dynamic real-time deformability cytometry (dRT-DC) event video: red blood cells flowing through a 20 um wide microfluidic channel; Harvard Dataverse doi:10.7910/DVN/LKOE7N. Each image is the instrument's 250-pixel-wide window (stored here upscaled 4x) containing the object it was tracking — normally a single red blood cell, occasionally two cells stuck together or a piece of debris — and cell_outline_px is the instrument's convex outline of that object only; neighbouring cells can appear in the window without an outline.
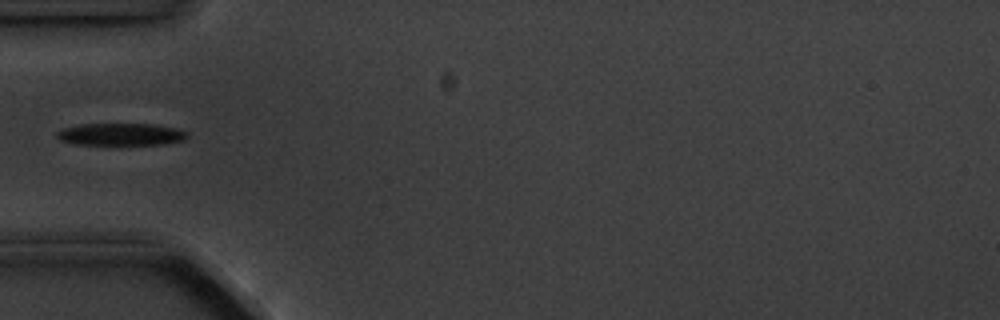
{"species": "common noctule bat (a hibernating species)", "species_latin": "Nyctalus noctula", "temperature_condition": "cold", "stored_images_in_passage": 7, "camera_frame_rate_fps": 3000, "um_per_image_px": 0.085, "animal": {"sex": "male", "body_mass_g": 20.1, "forearm_length_mm": 53.5}, "frame": {"image": 1, "passage_image": 4, "time_ms": 4.333, "image_size_px": [1000, 320], "cell_outline_px": [[188, 136], [184, 140], [164, 144], [76, 144], [60, 140], [56, 136], [56, 132], [60, 128], [80, 124], [156, 124], [176, 128], [188, 132]], "centroid_in_image_um": [10.26, 11.4], "position_along_channel_um": 74.7, "area_um2": 16.94}}
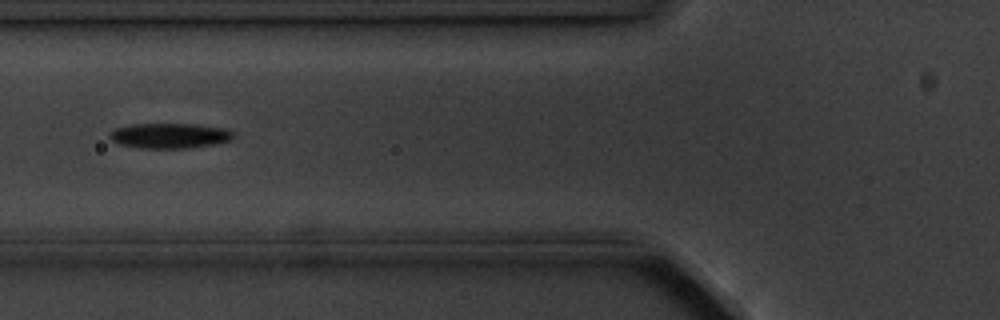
{"frame": {"image": 2, "passage_image": 5, "time_ms": 5.333, "image_size_px": [1000, 320], "cell_outline_px": [[232, 140], [212, 144], [188, 148], [140, 148], [120, 144], [112, 140], [108, 136], [116, 128], [128, 124], [196, 124], [228, 128], [232, 132]], "centroid_in_image_um": [14.42, 11.52], "position_along_channel_um": 111.4, "area_um2": 18.09}}